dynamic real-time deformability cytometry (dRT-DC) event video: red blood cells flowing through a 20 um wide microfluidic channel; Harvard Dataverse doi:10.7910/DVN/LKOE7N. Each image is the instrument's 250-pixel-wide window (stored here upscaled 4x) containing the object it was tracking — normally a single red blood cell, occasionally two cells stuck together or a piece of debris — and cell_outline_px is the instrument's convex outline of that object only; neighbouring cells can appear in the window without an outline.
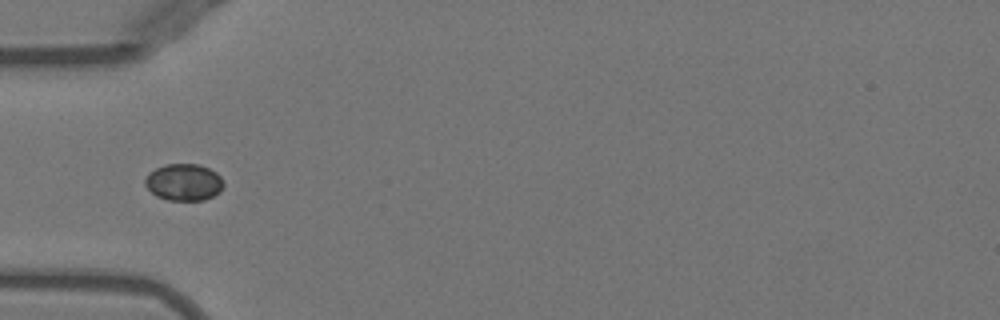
{"species": "Egyptian fruit bat (a non-hibernating species)", "species_latin": "Rousettus aegyptiacus", "temperature_condition": "warm", "stored_images_in_passage": 6, "camera_frame_rate_fps": 3000, "um_per_image_px": 0.085, "animal": {"sex": "female"}, "frame": {"image": 1, "passage_image": 1, "time_ms": 0.0, "image_size_px": [1000, 320], "cell_outline_px": [[224, 184], [220, 192], [204, 200], [168, 200], [156, 196], [144, 184], [144, 180], [148, 172], [164, 164], [200, 164], [216, 172], [224, 180]], "centroid_in_image_um": [15.63, 15.48], "position_along_channel_um": 69.4, "area_um2": 16.99}}